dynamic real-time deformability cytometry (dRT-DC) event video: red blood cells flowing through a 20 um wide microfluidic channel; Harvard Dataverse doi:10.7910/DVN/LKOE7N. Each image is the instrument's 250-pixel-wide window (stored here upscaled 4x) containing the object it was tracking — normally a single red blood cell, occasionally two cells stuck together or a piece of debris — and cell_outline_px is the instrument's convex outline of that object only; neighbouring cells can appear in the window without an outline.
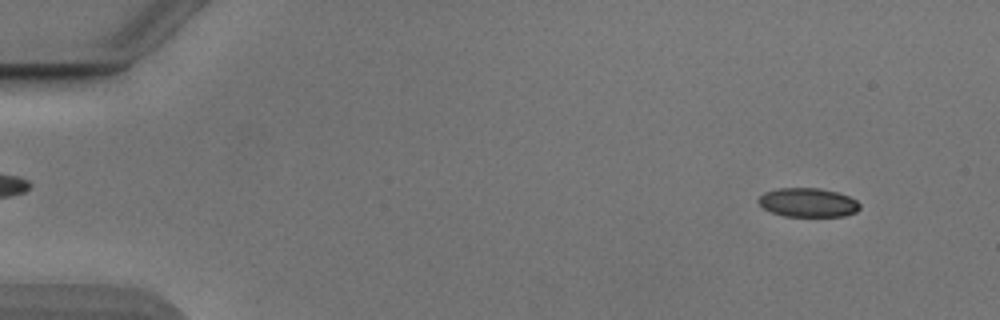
{"species": "Egyptian fruit bat (a non-hibernating species)", "species_latin": "Rousettus aegyptiacus", "temperature_condition": "cold", "stored_images_in_passage": 53, "camera_frame_rate_fps": 3000, "um_per_image_px": 0.085, "animal": {"sex": "male"}, "frame": {"image": 1, "passage_image": 5, "time_ms": 1.333, "image_size_px": [1000, 320], "cell_outline_px": [[860, 208], [856, 212], [844, 216], [784, 216], [772, 212], [764, 208], [756, 200], [764, 192], [780, 188], [820, 188], [836, 192], [848, 196], [856, 200], [860, 204]], "centroid_in_image_um": [68.68, 17.21], "position_along_channel_um": 16.3, "area_um2": 17.05}}
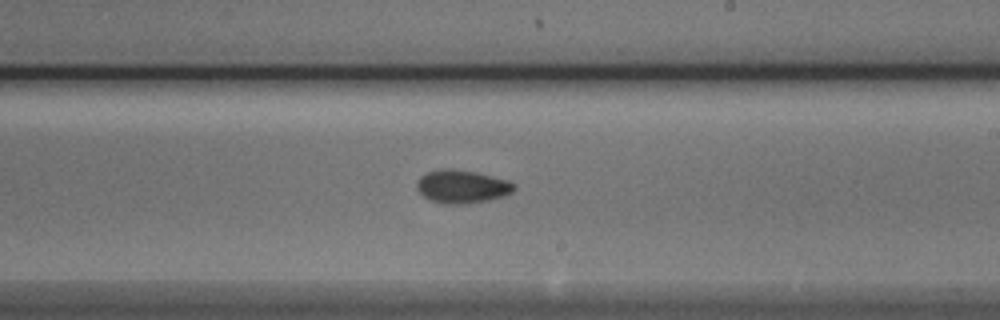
{"frame": {"image": 2, "passage_image": 32, "time_ms": 10.333, "image_size_px": [1000, 320], "cell_outline_px": [[516, 188], [512, 192], [504, 196], [488, 200], [464, 204], [444, 204], [428, 200], [416, 188], [416, 184], [420, 176], [428, 172], [444, 168], [452, 168], [476, 172], [508, 180], [516, 184]], "centroid_in_image_um": [39.27, 15.86], "position_along_channel_um": 249.7, "area_um2": 18.96}}
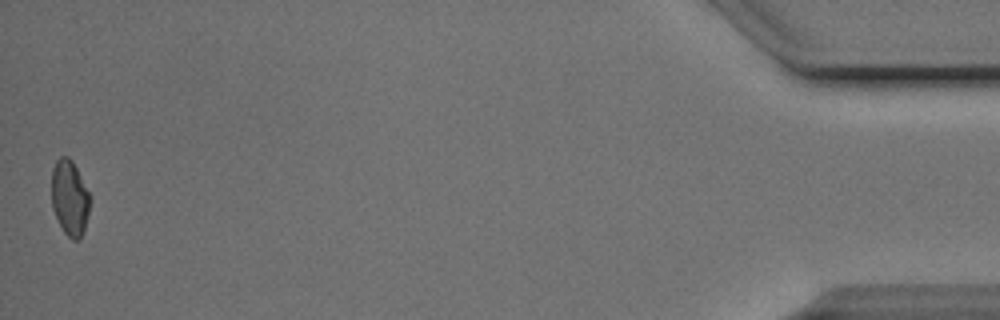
{"frame": {"image": 3, "passage_image": 53, "time_ms": 17.333, "image_size_px": [1000, 320], "cell_outline_px": [[88, 212], [84, 232], [80, 240], [72, 240], [64, 232], [52, 208], [52, 168], [56, 160], [60, 156], [68, 156], [72, 160], [88, 192]], "centroid_in_image_um": [5.9, 16.82], "position_along_channel_um": 429.3, "area_um2": 16.59}, "authors_computed_cell_mechanics": {"area_um2": 17.5712, "velocity_mm_per_s": 3.8699, "shape_relaxation_time_tau1_ms": 6.0163, "shape_relaxation_time_tau2_ms": 6.0773, "deformation_change_tau1": 0.1256, "deformation_change_tau2": 0.0917}}